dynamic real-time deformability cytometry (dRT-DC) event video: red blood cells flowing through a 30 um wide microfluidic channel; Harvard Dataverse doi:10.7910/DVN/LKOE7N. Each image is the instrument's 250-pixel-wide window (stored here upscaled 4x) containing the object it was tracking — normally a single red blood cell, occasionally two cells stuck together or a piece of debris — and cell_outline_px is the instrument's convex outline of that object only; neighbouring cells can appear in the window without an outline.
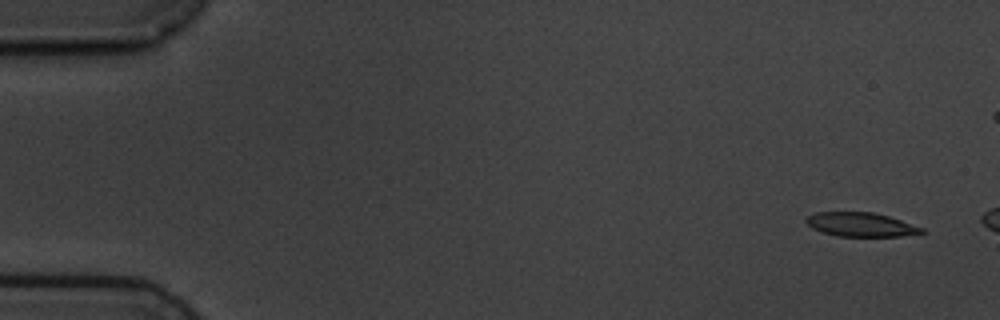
{"species": "common noctule bat (a hibernating species)", "species_latin": "Nyctalus noctula", "temperature_condition": "cold", "stored_images_in_passage": 3, "camera_frame_rate_fps": 3000, "um_per_image_px": 0.085, "animal": {"sex": "male", "body_mass_g": 19.5, "forearm_length_mm": 54.6}, "frame": {"image": 1, "passage_image": 1, "time_ms": 0.0, "image_size_px": [1000, 320], "cell_outline_px": [[928, 232], [900, 236], [840, 236], [820, 232], [812, 228], [804, 220], [808, 216], [816, 212], [872, 212], [888, 216], [924, 228]], "centroid_in_image_um": [73.17, 19.09], "position_along_channel_um": 11.8, "area_um2": 16.13}}